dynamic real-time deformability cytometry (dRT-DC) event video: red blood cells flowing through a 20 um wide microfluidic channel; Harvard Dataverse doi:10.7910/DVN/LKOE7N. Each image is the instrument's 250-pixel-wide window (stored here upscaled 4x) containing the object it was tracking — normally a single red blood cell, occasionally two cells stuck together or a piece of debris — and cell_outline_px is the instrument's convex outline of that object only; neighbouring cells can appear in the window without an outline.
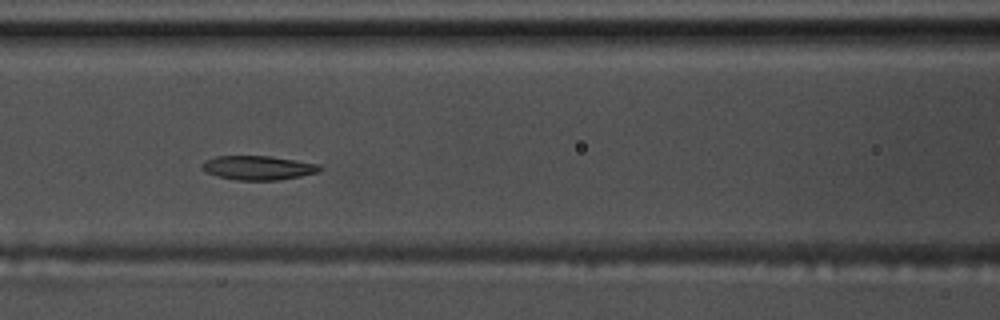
{"species": "common noctule bat (a hibernating species)", "species_latin": "Nyctalus noctula", "temperature_condition": "warm", "stored_images_in_passage": 8, "camera_frame_rate_fps": 3000, "um_per_image_px": 0.085, "animal": {"sex": "male", "body_mass_g": 17.5, "forearm_length_mm": 52.3}, "frame": {"image": 1, "passage_image": 6, "time_ms": 1.667, "image_size_px": [1000, 320], "cell_outline_px": [[324, 168], [320, 172], [280, 180], [236, 180], [216, 176], [204, 172], [200, 168], [204, 160], [216, 156], [268, 156], [296, 160], [320, 164]], "centroid_in_image_um": [21.94, 14.26], "position_along_channel_um": 144.7, "area_um2": 16.82}}
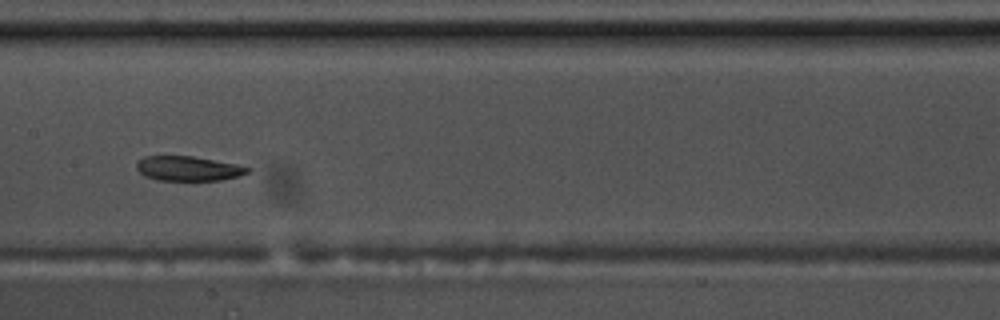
{"frame": {"image": 2, "passage_image": 7, "time_ms": 2.0, "image_size_px": [1000, 320], "cell_outline_px": [[252, 168], [248, 172], [240, 176], [220, 180], [156, 180], [144, 176], [136, 168], [136, 160], [144, 156], [192, 156], [236, 164]], "centroid_in_image_um": [15.97, 14.32], "position_along_channel_um": 191.4, "area_um2": 16.01}}